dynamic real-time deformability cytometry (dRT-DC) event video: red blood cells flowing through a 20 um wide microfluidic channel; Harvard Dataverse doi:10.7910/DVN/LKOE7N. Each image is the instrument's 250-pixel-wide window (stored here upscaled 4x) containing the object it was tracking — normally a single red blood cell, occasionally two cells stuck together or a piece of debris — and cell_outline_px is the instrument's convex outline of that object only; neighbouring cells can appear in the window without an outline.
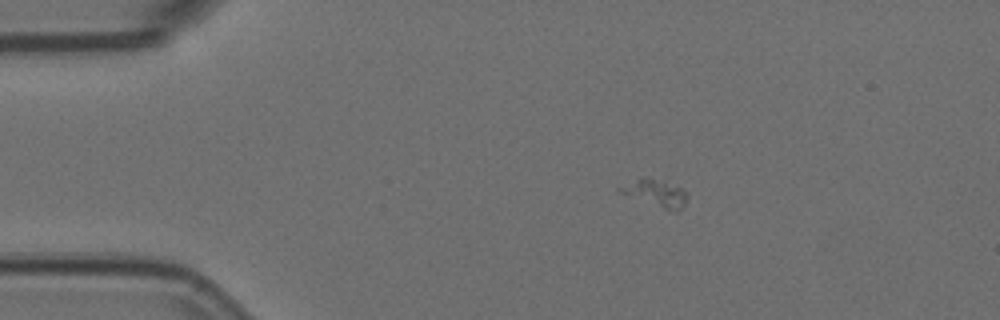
{"species": "Egyptian fruit bat (a non-hibernating species)", "species_latin": "Rousettus aegyptiacus", "temperature_condition": "room temperature", "stored_images_in_passage": 6, "camera_frame_rate_fps": 3000, "um_per_image_px": 0.085, "animal": {"sex": "female"}, "frame": {"image": 1, "passage_image": 3, "time_ms": 0.667, "image_size_px": [1000, 320], "cell_outline_px": [[688, 196], [684, 204], [676, 212], [616, 192], [616, 188], [644, 176], [664, 180], [688, 192]], "centroid_in_image_um": [55.71, 16.38], "position_along_channel_um": 29.3, "area_um2": 10.58}}
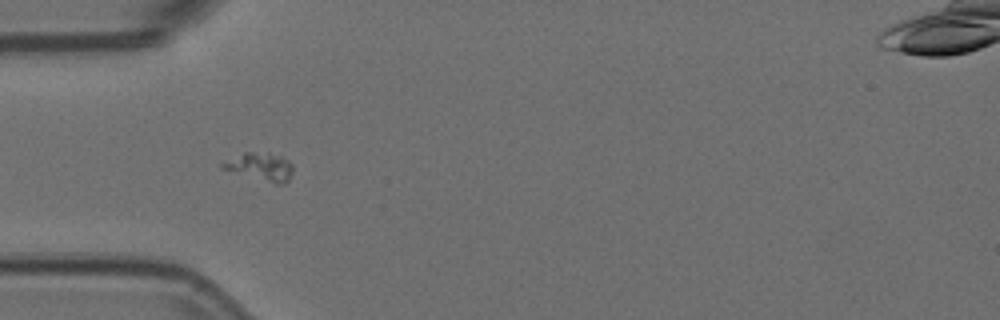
{"frame": {"image": 2, "passage_image": 5, "time_ms": 1.333, "image_size_px": [1000, 320], "cell_outline_px": [[292, 172], [288, 180], [284, 184], [276, 184], [220, 168], [220, 164], [244, 152], [268, 152], [280, 156], [288, 160], [292, 164]], "centroid_in_image_um": [22.15, 14.16], "position_along_channel_um": 62.8, "area_um2": 11.27}}
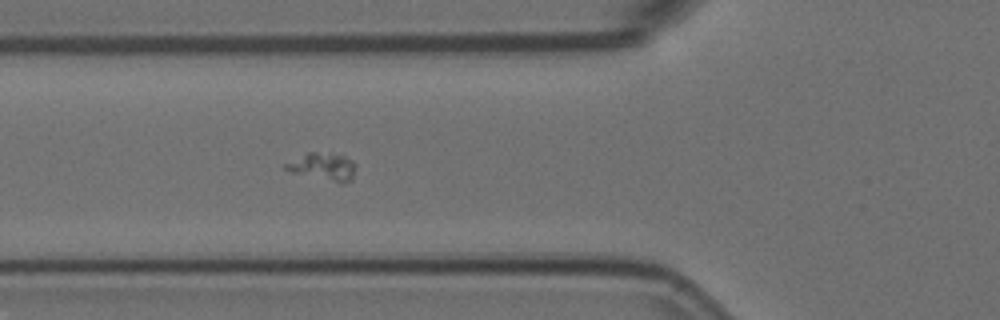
{"frame": {"image": 3, "passage_image": 6, "time_ms": 1.667, "image_size_px": [1000, 320], "cell_outline_px": [[356, 164], [352, 180], [340, 184], [288, 172], [284, 168], [284, 164], [308, 152], [316, 152], [344, 156], [352, 160]], "centroid_in_image_um": [27.45, 14.2], "position_along_channel_um": 98.3, "area_um2": 11.39}}